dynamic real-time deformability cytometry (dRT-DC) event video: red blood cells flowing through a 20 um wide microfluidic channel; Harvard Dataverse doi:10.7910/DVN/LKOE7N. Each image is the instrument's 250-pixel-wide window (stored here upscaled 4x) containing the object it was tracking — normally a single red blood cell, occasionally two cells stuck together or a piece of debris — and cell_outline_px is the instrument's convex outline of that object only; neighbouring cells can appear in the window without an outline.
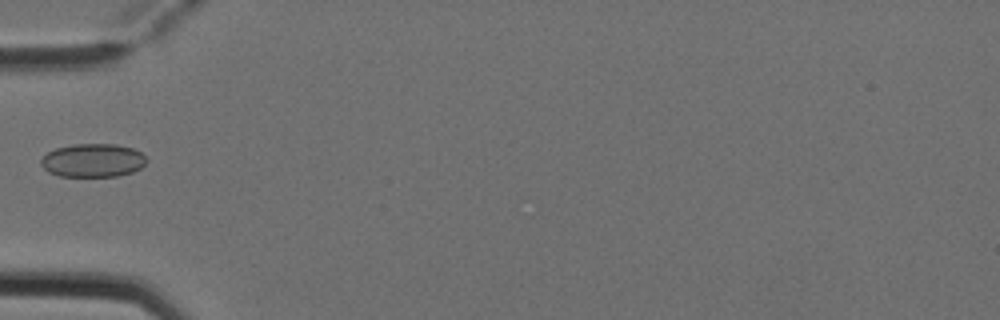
{"species": "Egyptian fruit bat (a non-hibernating species)", "species_latin": "Rousettus aegyptiacus", "temperature_condition": "cold", "stored_images_in_passage": 6, "camera_frame_rate_fps": 3000, "um_per_image_px": 0.085, "animal": {"sex": "female"}, "frame": {"image": 1, "passage_image": 5, "time_ms": 1.333, "image_size_px": [1000, 320], "cell_outline_px": [[148, 160], [140, 168], [132, 172], [116, 176], [60, 176], [48, 172], [40, 164], [40, 160], [48, 152], [56, 148], [76, 144], [116, 144], [132, 148], [140, 152]], "centroid_in_image_um": [7.89, 13.63], "position_along_channel_um": 77.1, "area_um2": 20.46}}
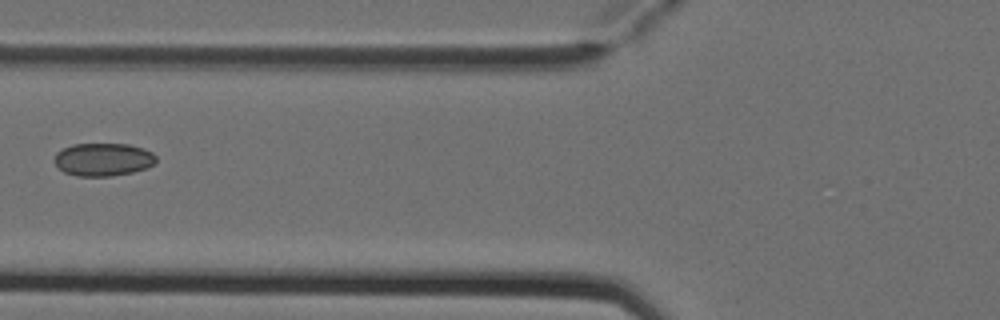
{"frame": {"image": 2, "passage_image": 6, "time_ms": 1.667, "image_size_px": [1000, 320], "cell_outline_px": [[156, 160], [148, 168], [132, 172], [112, 176], [76, 176], [64, 172], [56, 164], [56, 152], [72, 144], [128, 144], [144, 148], [152, 152], [156, 156]], "centroid_in_image_um": [8.79, 13.55], "position_along_channel_um": 117.0, "area_um2": 19.48}}